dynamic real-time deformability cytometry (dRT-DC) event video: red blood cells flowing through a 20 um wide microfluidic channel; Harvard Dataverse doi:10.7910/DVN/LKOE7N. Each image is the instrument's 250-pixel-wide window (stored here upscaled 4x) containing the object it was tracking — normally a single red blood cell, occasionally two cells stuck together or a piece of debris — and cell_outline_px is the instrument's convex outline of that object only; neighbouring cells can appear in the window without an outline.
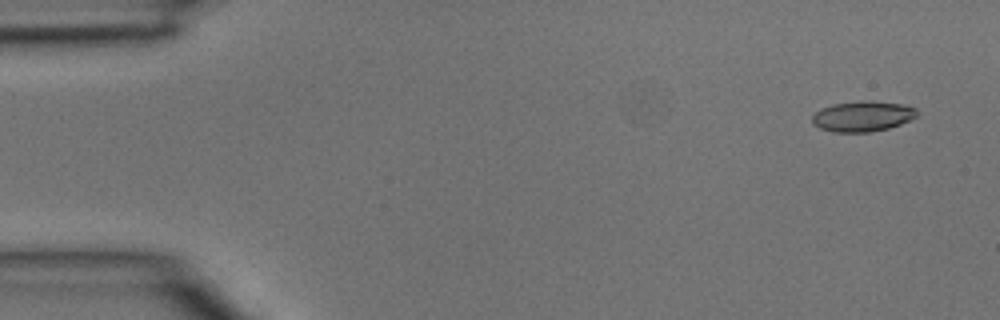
{"species": "common noctule bat (a hibernating species)", "species_latin": "Nyctalus noctula", "temperature_condition": "room temperature", "stored_images_in_passage": 4, "camera_frame_rate_fps": 3000, "um_per_image_px": 0.085, "animal": {"sex": "male", "body_mass_g": 15.6}, "frame": {"image": 1, "passage_image": 1, "time_ms": 0.0, "image_size_px": [1000, 320], "cell_outline_px": [[916, 116], [900, 124], [888, 128], [868, 132], [832, 132], [820, 128], [812, 124], [812, 116], [820, 108], [832, 104], [860, 100], [864, 100], [904, 104], [916, 108]], "centroid_in_image_um": [73.27, 9.87], "position_along_channel_um": 11.7, "area_um2": 18.61}}
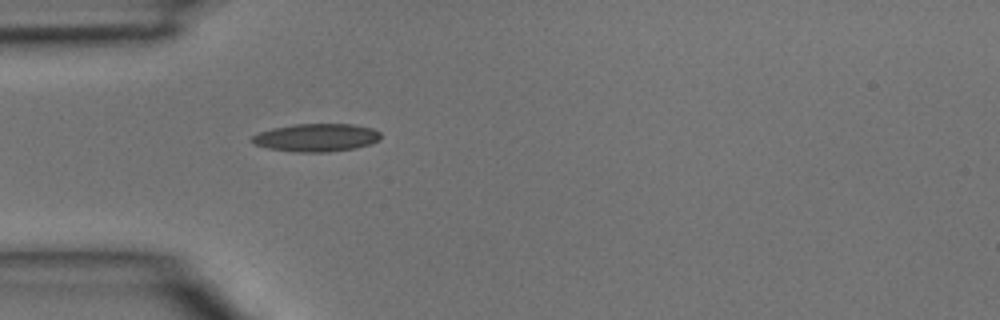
{"frame": {"image": 2, "passage_image": 4, "time_ms": 1.0, "image_size_px": [1000, 320], "cell_outline_px": [[380, 140], [372, 144], [356, 148], [328, 152], [296, 152], [268, 148], [256, 144], [252, 140], [252, 136], [260, 132], [272, 128], [296, 124], [352, 124], [372, 128], [380, 132]], "centroid_in_image_um": [26.94, 11.7], "position_along_channel_um": 58.1, "area_um2": 20.92}}